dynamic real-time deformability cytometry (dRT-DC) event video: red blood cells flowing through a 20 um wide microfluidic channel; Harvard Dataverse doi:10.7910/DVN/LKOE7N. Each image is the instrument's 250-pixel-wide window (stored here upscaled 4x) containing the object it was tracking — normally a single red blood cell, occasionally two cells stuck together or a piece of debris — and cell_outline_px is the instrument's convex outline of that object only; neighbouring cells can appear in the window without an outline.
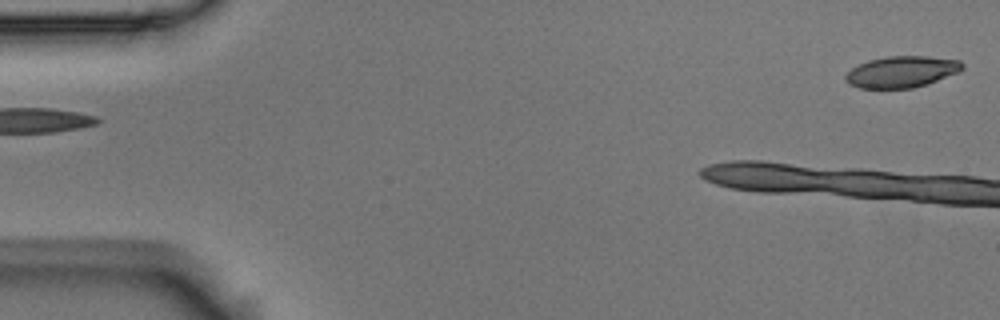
{"species": "Egyptian fruit bat (a non-hibernating species)", "species_latin": "Rousettus aegyptiacus", "temperature_condition": "room temperature", "stored_images_in_passage": 4, "segment_of_instrument_passage": [2, 2], "camera_frame_rate_fps": 3000, "um_per_image_px": 0.085, "animal": {"sex": "male"}, "frame": {"image": 1, "passage_image": 4, "time_ms": 1.0, "image_size_px": [1000, 320], "cell_outline_px": [[964, 68], [960, 72], [912, 88], [860, 88], [848, 84], [844, 80], [844, 76], [852, 68], [868, 60], [884, 56], [928, 56], [960, 60], [964, 64]], "centroid_in_image_um": [76.63, 6.09], "position_along_channel_um": 8.4, "area_um2": 21.39}}